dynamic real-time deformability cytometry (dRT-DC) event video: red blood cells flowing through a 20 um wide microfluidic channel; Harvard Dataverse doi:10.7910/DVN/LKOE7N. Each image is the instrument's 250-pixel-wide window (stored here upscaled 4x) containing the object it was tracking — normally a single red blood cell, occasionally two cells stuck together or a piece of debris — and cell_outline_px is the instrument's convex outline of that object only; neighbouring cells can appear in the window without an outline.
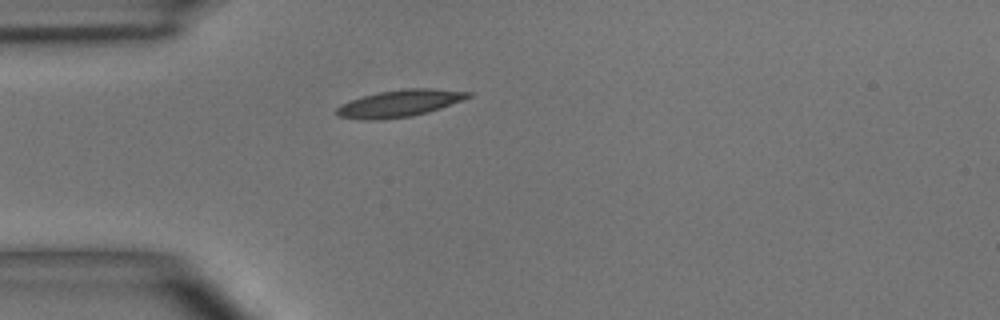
{"species": "common noctule bat (a hibernating species)", "species_latin": "Nyctalus noctula", "temperature_condition": "room temperature", "stored_images_in_passage": 1, "camera_frame_rate_fps": 3000, "um_per_image_px": 0.085, "animal": {"sex": "male", "body_mass_g": 15.6}, "frame": {"image": 1, "passage_image": 1, "time_ms": 0.0, "image_size_px": [1000, 320], "cell_outline_px": [[472, 96], [440, 108], [428, 112], [412, 116], [340, 116], [336, 112], [336, 108], [340, 104], [364, 96], [380, 92], [404, 88], [432, 88], [472, 92]], "centroid_in_image_um": [34.12, 8.7], "position_along_channel_um": 50.9, "area_um2": 19.25}}